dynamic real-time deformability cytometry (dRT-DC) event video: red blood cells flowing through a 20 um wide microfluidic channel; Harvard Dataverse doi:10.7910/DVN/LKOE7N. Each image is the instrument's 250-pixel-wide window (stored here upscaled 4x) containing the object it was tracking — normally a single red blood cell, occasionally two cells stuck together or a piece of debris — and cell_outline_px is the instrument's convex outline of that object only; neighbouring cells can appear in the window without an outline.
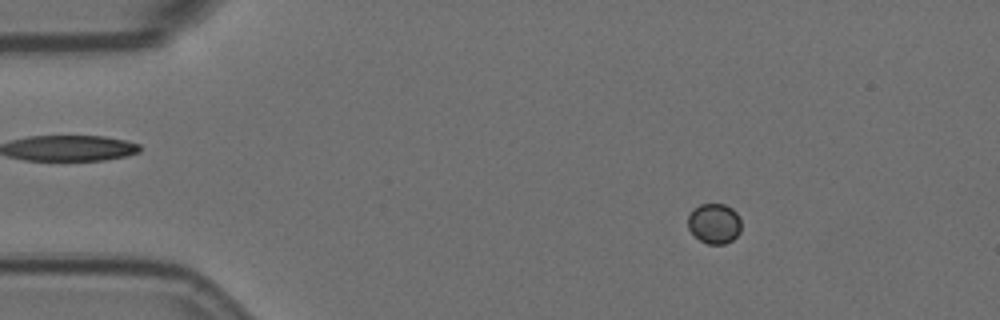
{"species": "Egyptian fruit bat (a non-hibernating species)", "species_latin": "Rousettus aegyptiacus", "temperature_condition": "room temperature", "stored_images_in_passage": 58, "camera_frame_rate_fps": 3000, "um_per_image_px": 0.085, "animal": {"sex": "female"}, "frame": {"image": 1, "passage_image": 9, "time_ms": 2.667, "image_size_px": [1000, 320], "cell_outline_px": [[740, 232], [732, 240], [724, 244], [708, 244], [700, 240], [688, 228], [688, 216], [692, 208], [700, 204], [724, 204], [732, 208], [736, 212], [740, 220]], "centroid_in_image_um": [60.7, 18.98], "position_along_channel_um": 24.3, "area_um2": 12.48}}
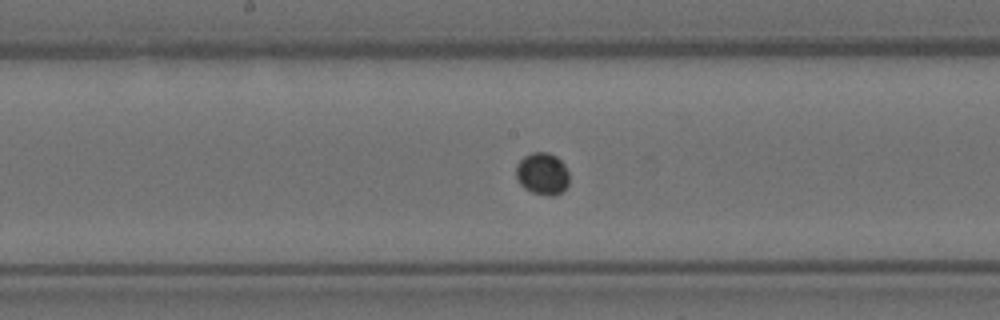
{"frame": {"image": 2, "passage_image": 30, "time_ms": 9.667, "image_size_px": [1000, 320], "cell_outline_px": [[568, 184], [556, 196], [548, 196], [532, 192], [524, 188], [516, 180], [516, 164], [524, 156], [532, 152], [548, 152], [556, 156], [564, 164], [568, 172]], "centroid_in_image_um": [46.08, 14.76], "position_along_channel_um": 202.1, "area_um2": 13.12}}
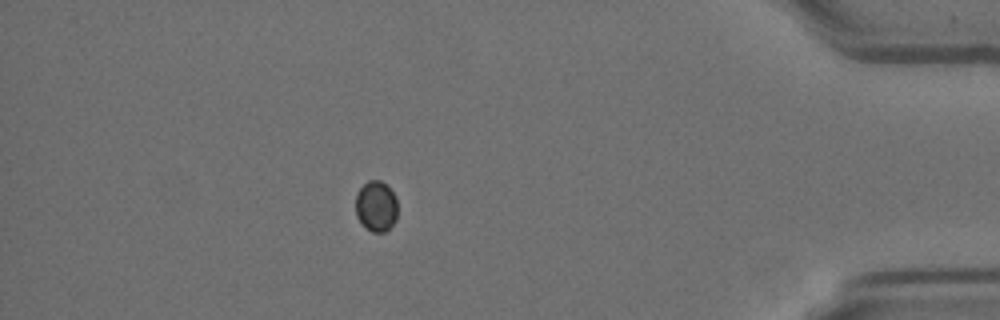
{"frame": {"image": 3, "passage_image": 51, "time_ms": 16.667, "image_size_px": [1000, 320], "cell_outline_px": [[396, 220], [384, 232], [372, 232], [364, 228], [356, 216], [356, 192], [368, 180], [380, 180], [396, 196]], "centroid_in_image_um": [31.94, 17.54], "position_along_channel_um": 403.3, "area_um2": 12.37}}